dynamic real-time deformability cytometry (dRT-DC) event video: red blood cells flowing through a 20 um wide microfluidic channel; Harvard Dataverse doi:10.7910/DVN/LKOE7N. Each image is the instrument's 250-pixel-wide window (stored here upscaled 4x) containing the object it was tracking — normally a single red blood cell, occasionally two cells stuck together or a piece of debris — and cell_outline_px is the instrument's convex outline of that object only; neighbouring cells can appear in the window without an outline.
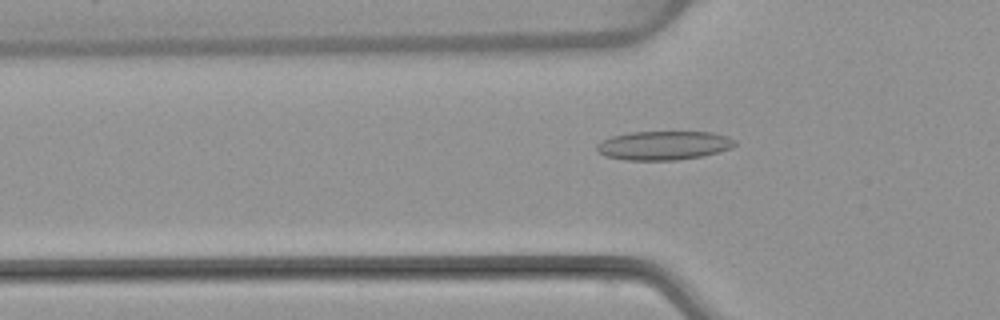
{"species": "common noctule bat (a hibernating species)", "species_latin": "Nyctalus noctula", "temperature_condition": "warm", "stored_images_in_passage": 38, "camera_frame_rate_fps": 3000, "um_per_image_px": 0.085, "animal": {"sex": "female", "body_mass_g": 22.7, "forearm_length_mm": 54.2}, "frame": {"image": 1, "passage_image": 3, "time_ms": 0.667, "image_size_px": [1000, 320], "cell_outline_px": [[736, 144], [732, 148], [704, 156], [676, 160], [624, 160], [604, 156], [596, 148], [596, 144], [612, 136], [628, 132], [712, 132], [728, 136], [736, 140]], "centroid_in_image_um": [56.44, 12.36], "position_along_channel_um": 69.4, "area_um2": 23.41}}
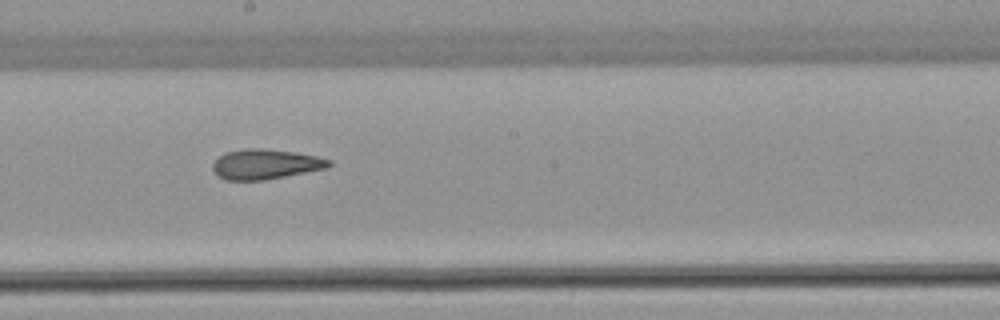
{"frame": {"image": 2, "passage_image": 15, "time_ms": 4.667, "image_size_px": [1000, 320], "cell_outline_px": [[332, 164], [328, 168], [264, 180], [224, 180], [216, 176], [212, 168], [212, 164], [224, 152], [244, 148], [264, 148], [292, 152], [316, 156], [332, 160]], "centroid_in_image_um": [22.54, 13.96], "position_along_channel_um": 225.7, "area_um2": 20.46}}
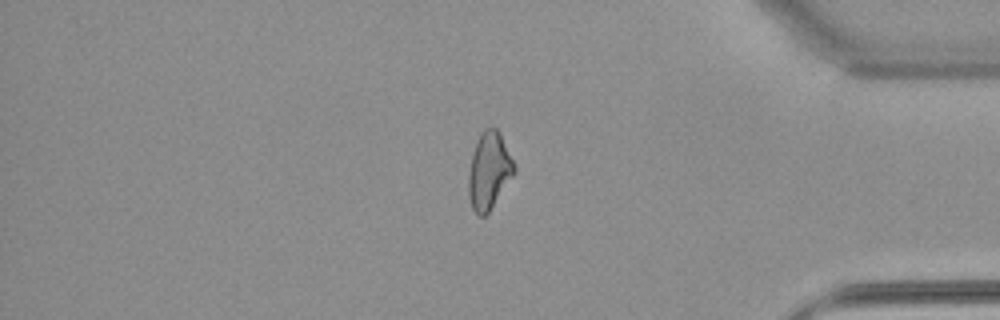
{"frame": {"image": 3, "passage_image": 30, "time_ms": 9.667, "image_size_px": [1000, 320], "cell_outline_px": [[516, 172], [488, 212], [484, 216], [480, 216], [472, 208], [468, 196], [468, 176], [472, 152], [480, 132], [484, 128], [492, 124], [500, 132], [516, 168]], "centroid_in_image_um": [41.56, 14.46], "position_along_channel_um": 393.6, "area_um2": 20.63}, "authors_computed_cell_mechanics": {"area_um2": 20.6635, "velocity_mm_per_s": 3.8932, "shape_relaxation_time_tau1_ms": null, "shape_relaxation_time_tau2_ms": 2.6762, "deformation_change_tau1": null, "deformation_change_tau2": 0.0979}}